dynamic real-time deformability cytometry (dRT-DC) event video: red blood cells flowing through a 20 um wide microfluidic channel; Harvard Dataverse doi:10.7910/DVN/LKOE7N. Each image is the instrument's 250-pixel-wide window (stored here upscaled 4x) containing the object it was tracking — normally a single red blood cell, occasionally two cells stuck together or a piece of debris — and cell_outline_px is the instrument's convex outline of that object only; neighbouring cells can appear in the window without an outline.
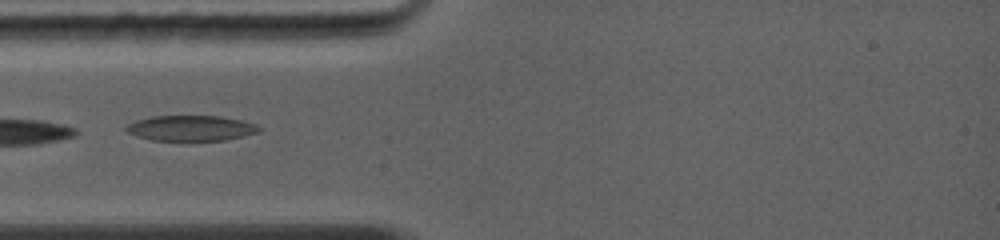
{"species": "common noctule bat (a hibernating species)", "species_latin": "Nyctalus noctula", "temperature_condition": "warm", "stored_images_in_passage": 3, "camera_frame_rate_fps": 5000, "um_per_image_px": 0.085, "animal": {"sex": "female", "body_mass_g": 19.0, "forearm_length_mm": 56.7}, "frame": {"image": 1, "passage_image": 1, "time_ms": 0.0, "image_size_px": [1000, 240], "cell_outline_px": [[264, 128], [260, 132], [224, 140], [152, 140], [136, 136], [128, 132], [124, 128], [128, 124], [136, 120], [152, 116], [220, 116], [240, 120], [256, 124]], "centroid_in_image_um": [16.25, 10.89], "position_along_channel_um": 68.8, "area_um2": 19.65}}
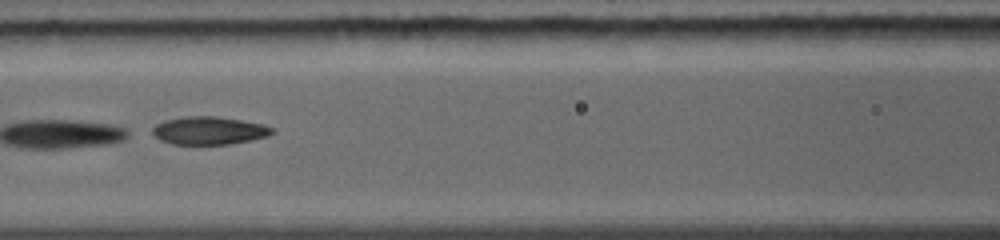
{"frame": {"image": 2, "passage_image": 3, "time_ms": 1.8, "image_size_px": [1000, 240], "cell_outline_px": [[276, 132], [268, 136], [228, 144], [172, 144], [160, 140], [152, 132], [152, 128], [156, 124], [164, 120], [184, 116], [216, 116], [240, 120], [260, 124], [272, 128]], "centroid_in_image_um": [17.73, 11.09], "position_along_channel_um": 148.9, "area_um2": 19.31}}